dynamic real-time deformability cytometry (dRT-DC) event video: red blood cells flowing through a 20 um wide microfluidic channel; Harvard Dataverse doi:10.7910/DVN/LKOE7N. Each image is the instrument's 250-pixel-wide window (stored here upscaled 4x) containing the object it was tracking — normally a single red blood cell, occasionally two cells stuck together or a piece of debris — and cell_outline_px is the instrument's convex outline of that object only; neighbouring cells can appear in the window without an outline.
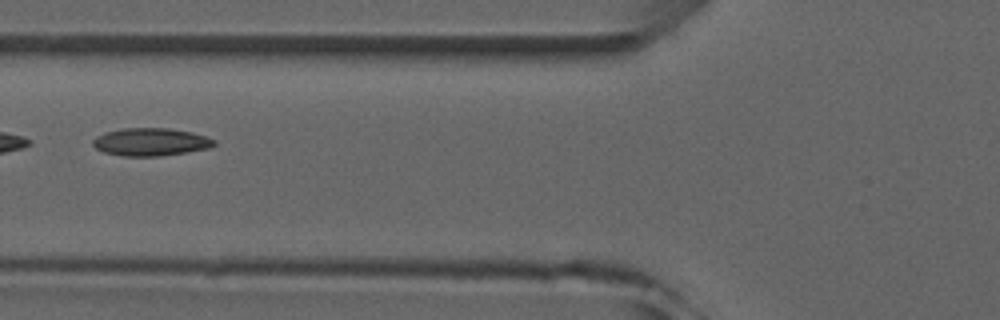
{"species": "common noctule bat (a hibernating species)", "species_latin": "Nyctalus noctula", "temperature_condition": "room temperature", "stored_images_in_passage": 6, "camera_frame_rate_fps": 3000, "um_per_image_px": 0.085, "animal": {"sex": "male", "forearm_length_mm": 52.5}, "frame": {"image": 1, "passage_image": 6, "time_ms": 5.667, "image_size_px": [1000, 320], "cell_outline_px": [[216, 144], [208, 148], [160, 156], [124, 156], [104, 152], [96, 148], [92, 144], [92, 140], [96, 136], [104, 132], [120, 128], [168, 128], [192, 132], [216, 140]], "centroid_in_image_um": [12.77, 12.05], "position_along_channel_um": 113.0, "area_um2": 19.59}}